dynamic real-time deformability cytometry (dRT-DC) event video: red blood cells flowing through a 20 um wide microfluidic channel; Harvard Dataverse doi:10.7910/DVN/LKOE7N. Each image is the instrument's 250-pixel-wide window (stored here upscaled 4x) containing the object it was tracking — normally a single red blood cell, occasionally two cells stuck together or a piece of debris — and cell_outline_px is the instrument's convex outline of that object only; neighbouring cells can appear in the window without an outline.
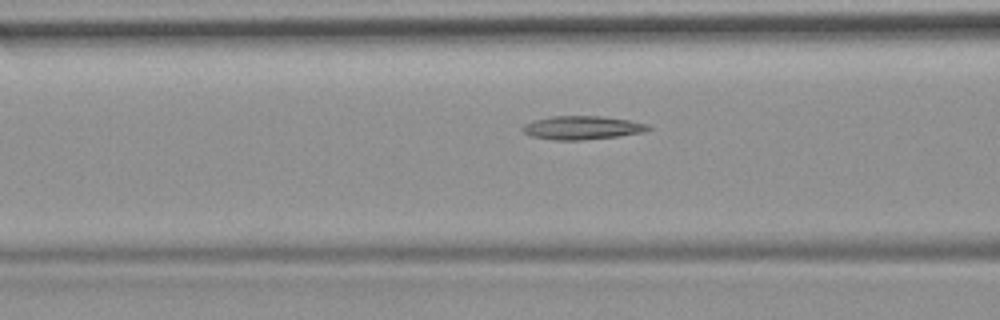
{"species": "common noctule bat (a hibernating species)", "species_latin": "Nyctalus noctula", "temperature_condition": "room temperature", "stored_images_in_passage": 7, "camera_frame_rate_fps": 3000, "um_per_image_px": 0.085, "animal": {"sex": "female", "body_mass_g": 19.9}, "frame": {"image": 1, "passage_image": 6, "time_ms": 6.667, "image_size_px": [1000, 320], "cell_outline_px": [[652, 128], [640, 132], [616, 136], [580, 140], [556, 140], [532, 136], [524, 132], [520, 128], [524, 124], [532, 120], [552, 116], [600, 116], [628, 120], [648, 124]], "centroid_in_image_um": [49.42, 10.84], "position_along_channel_um": 117.2, "area_um2": 16.99}}
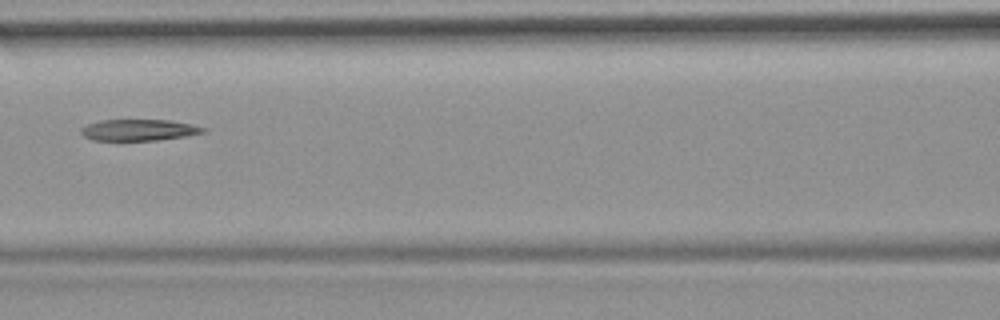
{"frame": {"image": 2, "passage_image": 7, "time_ms": 7.667, "image_size_px": [1000, 320], "cell_outline_px": [[208, 128], [204, 132], [184, 136], [156, 140], [92, 140], [84, 136], [80, 132], [80, 128], [88, 124], [100, 120], [168, 120], [192, 124]], "centroid_in_image_um": [11.79, 11.04], "position_along_channel_um": 154.8, "area_um2": 15.09}}